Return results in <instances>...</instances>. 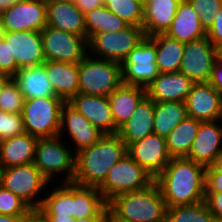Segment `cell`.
Returning <instances> with one entry per match:
<instances>
[{
  "label": "cell",
  "instance_id": "41",
  "mask_svg": "<svg viewBox=\"0 0 222 222\" xmlns=\"http://www.w3.org/2000/svg\"><path fill=\"white\" fill-rule=\"evenodd\" d=\"M18 69L15 59H11L9 44L4 39H0V73L12 78Z\"/></svg>",
  "mask_w": 222,
  "mask_h": 222
},
{
  "label": "cell",
  "instance_id": "59",
  "mask_svg": "<svg viewBox=\"0 0 222 222\" xmlns=\"http://www.w3.org/2000/svg\"><path fill=\"white\" fill-rule=\"evenodd\" d=\"M216 222H222V219H216Z\"/></svg>",
  "mask_w": 222,
  "mask_h": 222
},
{
  "label": "cell",
  "instance_id": "24",
  "mask_svg": "<svg viewBox=\"0 0 222 222\" xmlns=\"http://www.w3.org/2000/svg\"><path fill=\"white\" fill-rule=\"evenodd\" d=\"M181 0H145L143 3V24L145 36L166 33L177 12Z\"/></svg>",
  "mask_w": 222,
  "mask_h": 222
},
{
  "label": "cell",
  "instance_id": "54",
  "mask_svg": "<svg viewBox=\"0 0 222 222\" xmlns=\"http://www.w3.org/2000/svg\"><path fill=\"white\" fill-rule=\"evenodd\" d=\"M3 36H4V29L2 23L0 22V39H3Z\"/></svg>",
  "mask_w": 222,
  "mask_h": 222
},
{
  "label": "cell",
  "instance_id": "23",
  "mask_svg": "<svg viewBox=\"0 0 222 222\" xmlns=\"http://www.w3.org/2000/svg\"><path fill=\"white\" fill-rule=\"evenodd\" d=\"M44 69L56 96L68 102L79 93L77 63L45 61Z\"/></svg>",
  "mask_w": 222,
  "mask_h": 222
},
{
  "label": "cell",
  "instance_id": "26",
  "mask_svg": "<svg viewBox=\"0 0 222 222\" xmlns=\"http://www.w3.org/2000/svg\"><path fill=\"white\" fill-rule=\"evenodd\" d=\"M38 138L24 132L0 141V166L26 165L34 162Z\"/></svg>",
  "mask_w": 222,
  "mask_h": 222
},
{
  "label": "cell",
  "instance_id": "58",
  "mask_svg": "<svg viewBox=\"0 0 222 222\" xmlns=\"http://www.w3.org/2000/svg\"><path fill=\"white\" fill-rule=\"evenodd\" d=\"M218 51H219V56L222 58V47Z\"/></svg>",
  "mask_w": 222,
  "mask_h": 222
},
{
  "label": "cell",
  "instance_id": "36",
  "mask_svg": "<svg viewBox=\"0 0 222 222\" xmlns=\"http://www.w3.org/2000/svg\"><path fill=\"white\" fill-rule=\"evenodd\" d=\"M104 6L128 25L142 27L143 2L140 0H102Z\"/></svg>",
  "mask_w": 222,
  "mask_h": 222
},
{
  "label": "cell",
  "instance_id": "29",
  "mask_svg": "<svg viewBox=\"0 0 222 222\" xmlns=\"http://www.w3.org/2000/svg\"><path fill=\"white\" fill-rule=\"evenodd\" d=\"M150 38L155 43L156 64L159 73L178 72L184 52V43L159 33Z\"/></svg>",
  "mask_w": 222,
  "mask_h": 222
},
{
  "label": "cell",
  "instance_id": "50",
  "mask_svg": "<svg viewBox=\"0 0 222 222\" xmlns=\"http://www.w3.org/2000/svg\"><path fill=\"white\" fill-rule=\"evenodd\" d=\"M216 172L222 173V152L216 157L210 165Z\"/></svg>",
  "mask_w": 222,
  "mask_h": 222
},
{
  "label": "cell",
  "instance_id": "47",
  "mask_svg": "<svg viewBox=\"0 0 222 222\" xmlns=\"http://www.w3.org/2000/svg\"><path fill=\"white\" fill-rule=\"evenodd\" d=\"M111 212L108 204L95 216L77 220V222H109Z\"/></svg>",
  "mask_w": 222,
  "mask_h": 222
},
{
  "label": "cell",
  "instance_id": "35",
  "mask_svg": "<svg viewBox=\"0 0 222 222\" xmlns=\"http://www.w3.org/2000/svg\"><path fill=\"white\" fill-rule=\"evenodd\" d=\"M165 222H216L205 202L167 207Z\"/></svg>",
  "mask_w": 222,
  "mask_h": 222
},
{
  "label": "cell",
  "instance_id": "30",
  "mask_svg": "<svg viewBox=\"0 0 222 222\" xmlns=\"http://www.w3.org/2000/svg\"><path fill=\"white\" fill-rule=\"evenodd\" d=\"M51 193L42 197L41 206L37 209L42 215H58V217H73L74 183L62 182Z\"/></svg>",
  "mask_w": 222,
  "mask_h": 222
},
{
  "label": "cell",
  "instance_id": "2",
  "mask_svg": "<svg viewBox=\"0 0 222 222\" xmlns=\"http://www.w3.org/2000/svg\"><path fill=\"white\" fill-rule=\"evenodd\" d=\"M127 153L117 134H104L95 144L75 153V174L72 182L98 188L110 168Z\"/></svg>",
  "mask_w": 222,
  "mask_h": 222
},
{
  "label": "cell",
  "instance_id": "42",
  "mask_svg": "<svg viewBox=\"0 0 222 222\" xmlns=\"http://www.w3.org/2000/svg\"><path fill=\"white\" fill-rule=\"evenodd\" d=\"M206 36L217 50L222 47V8L218 14H215L213 24L206 32Z\"/></svg>",
  "mask_w": 222,
  "mask_h": 222
},
{
  "label": "cell",
  "instance_id": "52",
  "mask_svg": "<svg viewBox=\"0 0 222 222\" xmlns=\"http://www.w3.org/2000/svg\"><path fill=\"white\" fill-rule=\"evenodd\" d=\"M11 78L8 75L0 73V93L2 88L6 85V83L10 80Z\"/></svg>",
  "mask_w": 222,
  "mask_h": 222
},
{
  "label": "cell",
  "instance_id": "16",
  "mask_svg": "<svg viewBox=\"0 0 222 222\" xmlns=\"http://www.w3.org/2000/svg\"><path fill=\"white\" fill-rule=\"evenodd\" d=\"M3 39L9 44L11 59H15L19 68L37 66L45 62L40 32H4Z\"/></svg>",
  "mask_w": 222,
  "mask_h": 222
},
{
  "label": "cell",
  "instance_id": "6",
  "mask_svg": "<svg viewBox=\"0 0 222 222\" xmlns=\"http://www.w3.org/2000/svg\"><path fill=\"white\" fill-rule=\"evenodd\" d=\"M153 182L154 178L126 153L110 168L98 190L108 203L119 194L143 190Z\"/></svg>",
  "mask_w": 222,
  "mask_h": 222
},
{
  "label": "cell",
  "instance_id": "3",
  "mask_svg": "<svg viewBox=\"0 0 222 222\" xmlns=\"http://www.w3.org/2000/svg\"><path fill=\"white\" fill-rule=\"evenodd\" d=\"M111 215L122 222H165L166 203L158 184L119 194L108 202Z\"/></svg>",
  "mask_w": 222,
  "mask_h": 222
},
{
  "label": "cell",
  "instance_id": "55",
  "mask_svg": "<svg viewBox=\"0 0 222 222\" xmlns=\"http://www.w3.org/2000/svg\"><path fill=\"white\" fill-rule=\"evenodd\" d=\"M109 222H122L120 220H116L112 215L110 216Z\"/></svg>",
  "mask_w": 222,
  "mask_h": 222
},
{
  "label": "cell",
  "instance_id": "13",
  "mask_svg": "<svg viewBox=\"0 0 222 222\" xmlns=\"http://www.w3.org/2000/svg\"><path fill=\"white\" fill-rule=\"evenodd\" d=\"M219 51L207 36L184 43V52L179 71L194 83L208 82Z\"/></svg>",
  "mask_w": 222,
  "mask_h": 222
},
{
  "label": "cell",
  "instance_id": "45",
  "mask_svg": "<svg viewBox=\"0 0 222 222\" xmlns=\"http://www.w3.org/2000/svg\"><path fill=\"white\" fill-rule=\"evenodd\" d=\"M208 82L222 94V58L220 56L216 59Z\"/></svg>",
  "mask_w": 222,
  "mask_h": 222
},
{
  "label": "cell",
  "instance_id": "28",
  "mask_svg": "<svg viewBox=\"0 0 222 222\" xmlns=\"http://www.w3.org/2000/svg\"><path fill=\"white\" fill-rule=\"evenodd\" d=\"M12 80L18 85L25 100L32 98L58 97L47 78L44 63L19 68Z\"/></svg>",
  "mask_w": 222,
  "mask_h": 222
},
{
  "label": "cell",
  "instance_id": "7",
  "mask_svg": "<svg viewBox=\"0 0 222 222\" xmlns=\"http://www.w3.org/2000/svg\"><path fill=\"white\" fill-rule=\"evenodd\" d=\"M60 141L59 136L38 139L34 163L49 182L53 180V176L56 177L57 173H65L64 183L72 182L75 174V152L62 145Z\"/></svg>",
  "mask_w": 222,
  "mask_h": 222
},
{
  "label": "cell",
  "instance_id": "11",
  "mask_svg": "<svg viewBox=\"0 0 222 222\" xmlns=\"http://www.w3.org/2000/svg\"><path fill=\"white\" fill-rule=\"evenodd\" d=\"M45 61L79 63L88 54L85 37L45 26L41 31Z\"/></svg>",
  "mask_w": 222,
  "mask_h": 222
},
{
  "label": "cell",
  "instance_id": "20",
  "mask_svg": "<svg viewBox=\"0 0 222 222\" xmlns=\"http://www.w3.org/2000/svg\"><path fill=\"white\" fill-rule=\"evenodd\" d=\"M68 103L103 134H115V123L108 97L78 93Z\"/></svg>",
  "mask_w": 222,
  "mask_h": 222
},
{
  "label": "cell",
  "instance_id": "9",
  "mask_svg": "<svg viewBox=\"0 0 222 222\" xmlns=\"http://www.w3.org/2000/svg\"><path fill=\"white\" fill-rule=\"evenodd\" d=\"M2 187L24 200L32 209H38L43 199H36L49 181L42 175L35 163L3 168Z\"/></svg>",
  "mask_w": 222,
  "mask_h": 222
},
{
  "label": "cell",
  "instance_id": "18",
  "mask_svg": "<svg viewBox=\"0 0 222 222\" xmlns=\"http://www.w3.org/2000/svg\"><path fill=\"white\" fill-rule=\"evenodd\" d=\"M219 120L200 122L197 135L185 157L205 167L210 166L222 152V126Z\"/></svg>",
  "mask_w": 222,
  "mask_h": 222
},
{
  "label": "cell",
  "instance_id": "12",
  "mask_svg": "<svg viewBox=\"0 0 222 222\" xmlns=\"http://www.w3.org/2000/svg\"><path fill=\"white\" fill-rule=\"evenodd\" d=\"M0 22L4 32H40L47 26L46 0H16L1 10Z\"/></svg>",
  "mask_w": 222,
  "mask_h": 222
},
{
  "label": "cell",
  "instance_id": "4",
  "mask_svg": "<svg viewBox=\"0 0 222 222\" xmlns=\"http://www.w3.org/2000/svg\"><path fill=\"white\" fill-rule=\"evenodd\" d=\"M88 53L79 69V93L108 97L122 84L121 64Z\"/></svg>",
  "mask_w": 222,
  "mask_h": 222
},
{
  "label": "cell",
  "instance_id": "33",
  "mask_svg": "<svg viewBox=\"0 0 222 222\" xmlns=\"http://www.w3.org/2000/svg\"><path fill=\"white\" fill-rule=\"evenodd\" d=\"M86 39L89 41L94 35L105 32L123 30L128 24L104 5L84 14Z\"/></svg>",
  "mask_w": 222,
  "mask_h": 222
},
{
  "label": "cell",
  "instance_id": "56",
  "mask_svg": "<svg viewBox=\"0 0 222 222\" xmlns=\"http://www.w3.org/2000/svg\"><path fill=\"white\" fill-rule=\"evenodd\" d=\"M2 171H3V168L0 166V187L2 186V184H1V180H2Z\"/></svg>",
  "mask_w": 222,
  "mask_h": 222
},
{
  "label": "cell",
  "instance_id": "60",
  "mask_svg": "<svg viewBox=\"0 0 222 222\" xmlns=\"http://www.w3.org/2000/svg\"><path fill=\"white\" fill-rule=\"evenodd\" d=\"M221 121H222V105H221Z\"/></svg>",
  "mask_w": 222,
  "mask_h": 222
},
{
  "label": "cell",
  "instance_id": "32",
  "mask_svg": "<svg viewBox=\"0 0 222 222\" xmlns=\"http://www.w3.org/2000/svg\"><path fill=\"white\" fill-rule=\"evenodd\" d=\"M186 116L185 102H154L153 133L166 138Z\"/></svg>",
  "mask_w": 222,
  "mask_h": 222
},
{
  "label": "cell",
  "instance_id": "34",
  "mask_svg": "<svg viewBox=\"0 0 222 222\" xmlns=\"http://www.w3.org/2000/svg\"><path fill=\"white\" fill-rule=\"evenodd\" d=\"M108 203L96 187L74 183V212L76 220L97 215Z\"/></svg>",
  "mask_w": 222,
  "mask_h": 222
},
{
  "label": "cell",
  "instance_id": "40",
  "mask_svg": "<svg viewBox=\"0 0 222 222\" xmlns=\"http://www.w3.org/2000/svg\"><path fill=\"white\" fill-rule=\"evenodd\" d=\"M24 132L21 113H7L0 109V141Z\"/></svg>",
  "mask_w": 222,
  "mask_h": 222
},
{
  "label": "cell",
  "instance_id": "31",
  "mask_svg": "<svg viewBox=\"0 0 222 222\" xmlns=\"http://www.w3.org/2000/svg\"><path fill=\"white\" fill-rule=\"evenodd\" d=\"M199 120L186 116L166 137V144L172 158L186 157L197 135Z\"/></svg>",
  "mask_w": 222,
  "mask_h": 222
},
{
  "label": "cell",
  "instance_id": "10",
  "mask_svg": "<svg viewBox=\"0 0 222 222\" xmlns=\"http://www.w3.org/2000/svg\"><path fill=\"white\" fill-rule=\"evenodd\" d=\"M122 83L147 88L158 76L154 41L145 36L121 64Z\"/></svg>",
  "mask_w": 222,
  "mask_h": 222
},
{
  "label": "cell",
  "instance_id": "22",
  "mask_svg": "<svg viewBox=\"0 0 222 222\" xmlns=\"http://www.w3.org/2000/svg\"><path fill=\"white\" fill-rule=\"evenodd\" d=\"M153 125L154 101L146 95L137 105L131 118L118 128L116 134L128 147L131 143L152 134Z\"/></svg>",
  "mask_w": 222,
  "mask_h": 222
},
{
  "label": "cell",
  "instance_id": "49",
  "mask_svg": "<svg viewBox=\"0 0 222 222\" xmlns=\"http://www.w3.org/2000/svg\"><path fill=\"white\" fill-rule=\"evenodd\" d=\"M47 222H77L74 217H58V215H43Z\"/></svg>",
  "mask_w": 222,
  "mask_h": 222
},
{
  "label": "cell",
  "instance_id": "48",
  "mask_svg": "<svg viewBox=\"0 0 222 222\" xmlns=\"http://www.w3.org/2000/svg\"><path fill=\"white\" fill-rule=\"evenodd\" d=\"M21 222H47V220L37 209H32Z\"/></svg>",
  "mask_w": 222,
  "mask_h": 222
},
{
  "label": "cell",
  "instance_id": "17",
  "mask_svg": "<svg viewBox=\"0 0 222 222\" xmlns=\"http://www.w3.org/2000/svg\"><path fill=\"white\" fill-rule=\"evenodd\" d=\"M66 130L74 140L75 153L95 144L104 134L99 131L85 116L80 114L68 102L61 109L59 137Z\"/></svg>",
  "mask_w": 222,
  "mask_h": 222
},
{
  "label": "cell",
  "instance_id": "43",
  "mask_svg": "<svg viewBox=\"0 0 222 222\" xmlns=\"http://www.w3.org/2000/svg\"><path fill=\"white\" fill-rule=\"evenodd\" d=\"M205 192H222V173L216 172L211 166L205 170Z\"/></svg>",
  "mask_w": 222,
  "mask_h": 222
},
{
  "label": "cell",
  "instance_id": "21",
  "mask_svg": "<svg viewBox=\"0 0 222 222\" xmlns=\"http://www.w3.org/2000/svg\"><path fill=\"white\" fill-rule=\"evenodd\" d=\"M47 26L86 38L84 14L75 3L46 0Z\"/></svg>",
  "mask_w": 222,
  "mask_h": 222
},
{
  "label": "cell",
  "instance_id": "27",
  "mask_svg": "<svg viewBox=\"0 0 222 222\" xmlns=\"http://www.w3.org/2000/svg\"><path fill=\"white\" fill-rule=\"evenodd\" d=\"M145 96V87L124 83L108 96L115 123V134L118 128L131 118L137 105Z\"/></svg>",
  "mask_w": 222,
  "mask_h": 222
},
{
  "label": "cell",
  "instance_id": "5",
  "mask_svg": "<svg viewBox=\"0 0 222 222\" xmlns=\"http://www.w3.org/2000/svg\"><path fill=\"white\" fill-rule=\"evenodd\" d=\"M64 103L60 97L25 100L21 113L25 132L38 139L59 136L61 109Z\"/></svg>",
  "mask_w": 222,
  "mask_h": 222
},
{
  "label": "cell",
  "instance_id": "53",
  "mask_svg": "<svg viewBox=\"0 0 222 222\" xmlns=\"http://www.w3.org/2000/svg\"><path fill=\"white\" fill-rule=\"evenodd\" d=\"M16 0H0V9L3 10L11 5Z\"/></svg>",
  "mask_w": 222,
  "mask_h": 222
},
{
  "label": "cell",
  "instance_id": "25",
  "mask_svg": "<svg viewBox=\"0 0 222 222\" xmlns=\"http://www.w3.org/2000/svg\"><path fill=\"white\" fill-rule=\"evenodd\" d=\"M165 34L186 43L204 38L206 31L201 25L200 16L193 10L190 3L187 0H181L171 26Z\"/></svg>",
  "mask_w": 222,
  "mask_h": 222
},
{
  "label": "cell",
  "instance_id": "19",
  "mask_svg": "<svg viewBox=\"0 0 222 222\" xmlns=\"http://www.w3.org/2000/svg\"><path fill=\"white\" fill-rule=\"evenodd\" d=\"M194 82L182 72L159 73L146 88L154 102H185Z\"/></svg>",
  "mask_w": 222,
  "mask_h": 222
},
{
  "label": "cell",
  "instance_id": "14",
  "mask_svg": "<svg viewBox=\"0 0 222 222\" xmlns=\"http://www.w3.org/2000/svg\"><path fill=\"white\" fill-rule=\"evenodd\" d=\"M127 153L154 179L172 158L167 148L166 138L154 133L131 143L127 147Z\"/></svg>",
  "mask_w": 222,
  "mask_h": 222
},
{
  "label": "cell",
  "instance_id": "38",
  "mask_svg": "<svg viewBox=\"0 0 222 222\" xmlns=\"http://www.w3.org/2000/svg\"><path fill=\"white\" fill-rule=\"evenodd\" d=\"M31 210L19 196L0 187V215L26 216Z\"/></svg>",
  "mask_w": 222,
  "mask_h": 222
},
{
  "label": "cell",
  "instance_id": "46",
  "mask_svg": "<svg viewBox=\"0 0 222 222\" xmlns=\"http://www.w3.org/2000/svg\"><path fill=\"white\" fill-rule=\"evenodd\" d=\"M74 3L83 14L104 5L102 0H75Z\"/></svg>",
  "mask_w": 222,
  "mask_h": 222
},
{
  "label": "cell",
  "instance_id": "37",
  "mask_svg": "<svg viewBox=\"0 0 222 222\" xmlns=\"http://www.w3.org/2000/svg\"><path fill=\"white\" fill-rule=\"evenodd\" d=\"M24 103V95L11 78L1 90L0 109L7 113H22Z\"/></svg>",
  "mask_w": 222,
  "mask_h": 222
},
{
  "label": "cell",
  "instance_id": "57",
  "mask_svg": "<svg viewBox=\"0 0 222 222\" xmlns=\"http://www.w3.org/2000/svg\"><path fill=\"white\" fill-rule=\"evenodd\" d=\"M56 1H64V2H70V3H74L75 0H56Z\"/></svg>",
  "mask_w": 222,
  "mask_h": 222
},
{
  "label": "cell",
  "instance_id": "1",
  "mask_svg": "<svg viewBox=\"0 0 222 222\" xmlns=\"http://www.w3.org/2000/svg\"><path fill=\"white\" fill-rule=\"evenodd\" d=\"M205 170L200 163L185 157L171 158L154 179L167 207L195 205L204 201Z\"/></svg>",
  "mask_w": 222,
  "mask_h": 222
},
{
  "label": "cell",
  "instance_id": "51",
  "mask_svg": "<svg viewBox=\"0 0 222 222\" xmlns=\"http://www.w3.org/2000/svg\"><path fill=\"white\" fill-rule=\"evenodd\" d=\"M24 216L0 215V222H21Z\"/></svg>",
  "mask_w": 222,
  "mask_h": 222
},
{
  "label": "cell",
  "instance_id": "15",
  "mask_svg": "<svg viewBox=\"0 0 222 222\" xmlns=\"http://www.w3.org/2000/svg\"><path fill=\"white\" fill-rule=\"evenodd\" d=\"M187 116L201 122H221L222 94L209 82L194 83L186 100Z\"/></svg>",
  "mask_w": 222,
  "mask_h": 222
},
{
  "label": "cell",
  "instance_id": "39",
  "mask_svg": "<svg viewBox=\"0 0 222 222\" xmlns=\"http://www.w3.org/2000/svg\"><path fill=\"white\" fill-rule=\"evenodd\" d=\"M193 10L200 16V22L207 32L213 24L215 14L222 8V0H187Z\"/></svg>",
  "mask_w": 222,
  "mask_h": 222
},
{
  "label": "cell",
  "instance_id": "44",
  "mask_svg": "<svg viewBox=\"0 0 222 222\" xmlns=\"http://www.w3.org/2000/svg\"><path fill=\"white\" fill-rule=\"evenodd\" d=\"M204 202L216 219H222V192H205Z\"/></svg>",
  "mask_w": 222,
  "mask_h": 222
},
{
  "label": "cell",
  "instance_id": "8",
  "mask_svg": "<svg viewBox=\"0 0 222 222\" xmlns=\"http://www.w3.org/2000/svg\"><path fill=\"white\" fill-rule=\"evenodd\" d=\"M145 37L142 27L128 25L117 32H105L94 35L88 41V53L93 57L111 60L120 64L127 58Z\"/></svg>",
  "mask_w": 222,
  "mask_h": 222
}]
</instances>
